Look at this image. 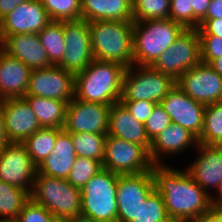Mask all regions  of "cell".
Masks as SVG:
<instances>
[{
	"label": "cell",
	"mask_w": 222,
	"mask_h": 222,
	"mask_svg": "<svg viewBox=\"0 0 222 222\" xmlns=\"http://www.w3.org/2000/svg\"><path fill=\"white\" fill-rule=\"evenodd\" d=\"M154 189L163 197L169 218L194 222L212 207L210 196L191 178L186 169L171 164L153 165Z\"/></svg>",
	"instance_id": "1"
},
{
	"label": "cell",
	"mask_w": 222,
	"mask_h": 222,
	"mask_svg": "<svg viewBox=\"0 0 222 222\" xmlns=\"http://www.w3.org/2000/svg\"><path fill=\"white\" fill-rule=\"evenodd\" d=\"M125 71L126 67L119 63L94 59L75 74L74 97L105 105L120 102Z\"/></svg>",
	"instance_id": "2"
},
{
	"label": "cell",
	"mask_w": 222,
	"mask_h": 222,
	"mask_svg": "<svg viewBox=\"0 0 222 222\" xmlns=\"http://www.w3.org/2000/svg\"><path fill=\"white\" fill-rule=\"evenodd\" d=\"M133 23L115 20L89 22L94 59L116 62L126 68L134 65Z\"/></svg>",
	"instance_id": "3"
},
{
	"label": "cell",
	"mask_w": 222,
	"mask_h": 222,
	"mask_svg": "<svg viewBox=\"0 0 222 222\" xmlns=\"http://www.w3.org/2000/svg\"><path fill=\"white\" fill-rule=\"evenodd\" d=\"M185 28L172 19L133 23L134 65L151 66Z\"/></svg>",
	"instance_id": "4"
},
{
	"label": "cell",
	"mask_w": 222,
	"mask_h": 222,
	"mask_svg": "<svg viewBox=\"0 0 222 222\" xmlns=\"http://www.w3.org/2000/svg\"><path fill=\"white\" fill-rule=\"evenodd\" d=\"M81 189L67 179L37 172L30 199L44 206L55 218L67 219L81 214Z\"/></svg>",
	"instance_id": "5"
},
{
	"label": "cell",
	"mask_w": 222,
	"mask_h": 222,
	"mask_svg": "<svg viewBox=\"0 0 222 222\" xmlns=\"http://www.w3.org/2000/svg\"><path fill=\"white\" fill-rule=\"evenodd\" d=\"M118 174L102 169L81 189V214L96 222H118Z\"/></svg>",
	"instance_id": "6"
},
{
	"label": "cell",
	"mask_w": 222,
	"mask_h": 222,
	"mask_svg": "<svg viewBox=\"0 0 222 222\" xmlns=\"http://www.w3.org/2000/svg\"><path fill=\"white\" fill-rule=\"evenodd\" d=\"M175 85L176 81L170 75L151 66L132 65L124 73L121 100L159 104Z\"/></svg>",
	"instance_id": "7"
},
{
	"label": "cell",
	"mask_w": 222,
	"mask_h": 222,
	"mask_svg": "<svg viewBox=\"0 0 222 222\" xmlns=\"http://www.w3.org/2000/svg\"><path fill=\"white\" fill-rule=\"evenodd\" d=\"M201 62L200 37L197 29H184L151 67L170 75L175 81Z\"/></svg>",
	"instance_id": "8"
},
{
	"label": "cell",
	"mask_w": 222,
	"mask_h": 222,
	"mask_svg": "<svg viewBox=\"0 0 222 222\" xmlns=\"http://www.w3.org/2000/svg\"><path fill=\"white\" fill-rule=\"evenodd\" d=\"M153 165L149 151L145 147L107 134L103 169L127 175L151 171Z\"/></svg>",
	"instance_id": "9"
},
{
	"label": "cell",
	"mask_w": 222,
	"mask_h": 222,
	"mask_svg": "<svg viewBox=\"0 0 222 222\" xmlns=\"http://www.w3.org/2000/svg\"><path fill=\"white\" fill-rule=\"evenodd\" d=\"M64 44V55L58 66L66 71L75 75L94 60L87 20L64 21Z\"/></svg>",
	"instance_id": "10"
},
{
	"label": "cell",
	"mask_w": 222,
	"mask_h": 222,
	"mask_svg": "<svg viewBox=\"0 0 222 222\" xmlns=\"http://www.w3.org/2000/svg\"><path fill=\"white\" fill-rule=\"evenodd\" d=\"M75 75L60 66L31 70L25 96L69 102L74 98Z\"/></svg>",
	"instance_id": "11"
},
{
	"label": "cell",
	"mask_w": 222,
	"mask_h": 222,
	"mask_svg": "<svg viewBox=\"0 0 222 222\" xmlns=\"http://www.w3.org/2000/svg\"><path fill=\"white\" fill-rule=\"evenodd\" d=\"M37 172L38 166L22 143H9L0 152V181L30 194Z\"/></svg>",
	"instance_id": "12"
},
{
	"label": "cell",
	"mask_w": 222,
	"mask_h": 222,
	"mask_svg": "<svg viewBox=\"0 0 222 222\" xmlns=\"http://www.w3.org/2000/svg\"><path fill=\"white\" fill-rule=\"evenodd\" d=\"M111 105L71 99L63 129L69 133L108 134Z\"/></svg>",
	"instance_id": "13"
},
{
	"label": "cell",
	"mask_w": 222,
	"mask_h": 222,
	"mask_svg": "<svg viewBox=\"0 0 222 222\" xmlns=\"http://www.w3.org/2000/svg\"><path fill=\"white\" fill-rule=\"evenodd\" d=\"M176 86L195 101L205 105L222 102V77L200 62L176 80Z\"/></svg>",
	"instance_id": "14"
},
{
	"label": "cell",
	"mask_w": 222,
	"mask_h": 222,
	"mask_svg": "<svg viewBox=\"0 0 222 222\" xmlns=\"http://www.w3.org/2000/svg\"><path fill=\"white\" fill-rule=\"evenodd\" d=\"M154 189L151 171L119 175L117 182L118 222H132L147 196Z\"/></svg>",
	"instance_id": "15"
},
{
	"label": "cell",
	"mask_w": 222,
	"mask_h": 222,
	"mask_svg": "<svg viewBox=\"0 0 222 222\" xmlns=\"http://www.w3.org/2000/svg\"><path fill=\"white\" fill-rule=\"evenodd\" d=\"M160 104L172 122L185 127L199 139L204 125L205 104L195 101L176 85Z\"/></svg>",
	"instance_id": "16"
},
{
	"label": "cell",
	"mask_w": 222,
	"mask_h": 222,
	"mask_svg": "<svg viewBox=\"0 0 222 222\" xmlns=\"http://www.w3.org/2000/svg\"><path fill=\"white\" fill-rule=\"evenodd\" d=\"M4 116L5 132L10 143H23L42 127L24 97L0 101Z\"/></svg>",
	"instance_id": "17"
},
{
	"label": "cell",
	"mask_w": 222,
	"mask_h": 222,
	"mask_svg": "<svg viewBox=\"0 0 222 222\" xmlns=\"http://www.w3.org/2000/svg\"><path fill=\"white\" fill-rule=\"evenodd\" d=\"M197 156L185 167L191 178L211 196L222 182V147L198 143ZM214 190V191H213Z\"/></svg>",
	"instance_id": "18"
},
{
	"label": "cell",
	"mask_w": 222,
	"mask_h": 222,
	"mask_svg": "<svg viewBox=\"0 0 222 222\" xmlns=\"http://www.w3.org/2000/svg\"><path fill=\"white\" fill-rule=\"evenodd\" d=\"M50 22L47 10L39 0L26 1L0 20V36L38 34Z\"/></svg>",
	"instance_id": "19"
},
{
	"label": "cell",
	"mask_w": 222,
	"mask_h": 222,
	"mask_svg": "<svg viewBox=\"0 0 222 222\" xmlns=\"http://www.w3.org/2000/svg\"><path fill=\"white\" fill-rule=\"evenodd\" d=\"M0 48L9 56L21 60L31 70L52 66L38 34L0 36Z\"/></svg>",
	"instance_id": "20"
},
{
	"label": "cell",
	"mask_w": 222,
	"mask_h": 222,
	"mask_svg": "<svg viewBox=\"0 0 222 222\" xmlns=\"http://www.w3.org/2000/svg\"><path fill=\"white\" fill-rule=\"evenodd\" d=\"M197 144L198 139L191 132L172 122L151 141L149 156L154 165H163L167 164L163 161L165 156L167 158L175 154L177 156V154H182V151L190 150L189 147L195 151Z\"/></svg>",
	"instance_id": "21"
},
{
	"label": "cell",
	"mask_w": 222,
	"mask_h": 222,
	"mask_svg": "<svg viewBox=\"0 0 222 222\" xmlns=\"http://www.w3.org/2000/svg\"><path fill=\"white\" fill-rule=\"evenodd\" d=\"M108 135L136 143L148 151L151 146L144 124L132 116L121 101L110 107Z\"/></svg>",
	"instance_id": "22"
},
{
	"label": "cell",
	"mask_w": 222,
	"mask_h": 222,
	"mask_svg": "<svg viewBox=\"0 0 222 222\" xmlns=\"http://www.w3.org/2000/svg\"><path fill=\"white\" fill-rule=\"evenodd\" d=\"M31 69L0 48V99L25 97Z\"/></svg>",
	"instance_id": "23"
},
{
	"label": "cell",
	"mask_w": 222,
	"mask_h": 222,
	"mask_svg": "<svg viewBox=\"0 0 222 222\" xmlns=\"http://www.w3.org/2000/svg\"><path fill=\"white\" fill-rule=\"evenodd\" d=\"M76 157L70 133L62 129L56 136L53 150L38 166V173L67 179Z\"/></svg>",
	"instance_id": "24"
},
{
	"label": "cell",
	"mask_w": 222,
	"mask_h": 222,
	"mask_svg": "<svg viewBox=\"0 0 222 222\" xmlns=\"http://www.w3.org/2000/svg\"><path fill=\"white\" fill-rule=\"evenodd\" d=\"M82 19L133 21L132 0H81Z\"/></svg>",
	"instance_id": "25"
},
{
	"label": "cell",
	"mask_w": 222,
	"mask_h": 222,
	"mask_svg": "<svg viewBox=\"0 0 222 222\" xmlns=\"http://www.w3.org/2000/svg\"><path fill=\"white\" fill-rule=\"evenodd\" d=\"M41 127L63 129L69 102L39 96H25Z\"/></svg>",
	"instance_id": "26"
},
{
	"label": "cell",
	"mask_w": 222,
	"mask_h": 222,
	"mask_svg": "<svg viewBox=\"0 0 222 222\" xmlns=\"http://www.w3.org/2000/svg\"><path fill=\"white\" fill-rule=\"evenodd\" d=\"M29 199L25 190L0 181V220L15 221Z\"/></svg>",
	"instance_id": "27"
},
{
	"label": "cell",
	"mask_w": 222,
	"mask_h": 222,
	"mask_svg": "<svg viewBox=\"0 0 222 222\" xmlns=\"http://www.w3.org/2000/svg\"><path fill=\"white\" fill-rule=\"evenodd\" d=\"M44 50L47 52L49 63L58 66L64 55V21H51L39 33Z\"/></svg>",
	"instance_id": "28"
},
{
	"label": "cell",
	"mask_w": 222,
	"mask_h": 222,
	"mask_svg": "<svg viewBox=\"0 0 222 222\" xmlns=\"http://www.w3.org/2000/svg\"><path fill=\"white\" fill-rule=\"evenodd\" d=\"M61 130L42 127L22 143L37 166L51 153L55 146L56 136Z\"/></svg>",
	"instance_id": "29"
},
{
	"label": "cell",
	"mask_w": 222,
	"mask_h": 222,
	"mask_svg": "<svg viewBox=\"0 0 222 222\" xmlns=\"http://www.w3.org/2000/svg\"><path fill=\"white\" fill-rule=\"evenodd\" d=\"M198 143L222 147V102L206 105Z\"/></svg>",
	"instance_id": "30"
},
{
	"label": "cell",
	"mask_w": 222,
	"mask_h": 222,
	"mask_svg": "<svg viewBox=\"0 0 222 222\" xmlns=\"http://www.w3.org/2000/svg\"><path fill=\"white\" fill-rule=\"evenodd\" d=\"M77 156L90 158L102 163L107 134L70 133Z\"/></svg>",
	"instance_id": "31"
},
{
	"label": "cell",
	"mask_w": 222,
	"mask_h": 222,
	"mask_svg": "<svg viewBox=\"0 0 222 222\" xmlns=\"http://www.w3.org/2000/svg\"><path fill=\"white\" fill-rule=\"evenodd\" d=\"M170 0H132L133 22L170 19Z\"/></svg>",
	"instance_id": "32"
},
{
	"label": "cell",
	"mask_w": 222,
	"mask_h": 222,
	"mask_svg": "<svg viewBox=\"0 0 222 222\" xmlns=\"http://www.w3.org/2000/svg\"><path fill=\"white\" fill-rule=\"evenodd\" d=\"M51 21H70L82 18L81 0H39Z\"/></svg>",
	"instance_id": "33"
},
{
	"label": "cell",
	"mask_w": 222,
	"mask_h": 222,
	"mask_svg": "<svg viewBox=\"0 0 222 222\" xmlns=\"http://www.w3.org/2000/svg\"><path fill=\"white\" fill-rule=\"evenodd\" d=\"M169 219L163 197L153 189L144 203H141L132 222H166Z\"/></svg>",
	"instance_id": "34"
},
{
	"label": "cell",
	"mask_w": 222,
	"mask_h": 222,
	"mask_svg": "<svg viewBox=\"0 0 222 222\" xmlns=\"http://www.w3.org/2000/svg\"><path fill=\"white\" fill-rule=\"evenodd\" d=\"M102 169L103 167L100 161L77 156L67 181L74 187L82 189L83 186Z\"/></svg>",
	"instance_id": "35"
},
{
	"label": "cell",
	"mask_w": 222,
	"mask_h": 222,
	"mask_svg": "<svg viewBox=\"0 0 222 222\" xmlns=\"http://www.w3.org/2000/svg\"><path fill=\"white\" fill-rule=\"evenodd\" d=\"M172 123L171 118L165 112L161 104H156L151 115L145 121L144 126L146 134L150 141L155 139L160 132Z\"/></svg>",
	"instance_id": "36"
},
{
	"label": "cell",
	"mask_w": 222,
	"mask_h": 222,
	"mask_svg": "<svg viewBox=\"0 0 222 222\" xmlns=\"http://www.w3.org/2000/svg\"><path fill=\"white\" fill-rule=\"evenodd\" d=\"M170 19L185 29H194V14L191 0H170Z\"/></svg>",
	"instance_id": "37"
},
{
	"label": "cell",
	"mask_w": 222,
	"mask_h": 222,
	"mask_svg": "<svg viewBox=\"0 0 222 222\" xmlns=\"http://www.w3.org/2000/svg\"><path fill=\"white\" fill-rule=\"evenodd\" d=\"M54 219L55 217L44 206L29 199L15 222H53Z\"/></svg>",
	"instance_id": "38"
},
{
	"label": "cell",
	"mask_w": 222,
	"mask_h": 222,
	"mask_svg": "<svg viewBox=\"0 0 222 222\" xmlns=\"http://www.w3.org/2000/svg\"><path fill=\"white\" fill-rule=\"evenodd\" d=\"M201 62L210 64L213 60L222 56V37L199 36Z\"/></svg>",
	"instance_id": "39"
},
{
	"label": "cell",
	"mask_w": 222,
	"mask_h": 222,
	"mask_svg": "<svg viewBox=\"0 0 222 222\" xmlns=\"http://www.w3.org/2000/svg\"><path fill=\"white\" fill-rule=\"evenodd\" d=\"M125 107L130 111L139 122L145 123L156 105L150 101L121 100Z\"/></svg>",
	"instance_id": "40"
},
{
	"label": "cell",
	"mask_w": 222,
	"mask_h": 222,
	"mask_svg": "<svg viewBox=\"0 0 222 222\" xmlns=\"http://www.w3.org/2000/svg\"><path fill=\"white\" fill-rule=\"evenodd\" d=\"M199 36L222 37V18L203 19L197 29Z\"/></svg>",
	"instance_id": "41"
},
{
	"label": "cell",
	"mask_w": 222,
	"mask_h": 222,
	"mask_svg": "<svg viewBox=\"0 0 222 222\" xmlns=\"http://www.w3.org/2000/svg\"><path fill=\"white\" fill-rule=\"evenodd\" d=\"M211 0H191L194 14V29L199 28L200 22L205 18Z\"/></svg>",
	"instance_id": "42"
},
{
	"label": "cell",
	"mask_w": 222,
	"mask_h": 222,
	"mask_svg": "<svg viewBox=\"0 0 222 222\" xmlns=\"http://www.w3.org/2000/svg\"><path fill=\"white\" fill-rule=\"evenodd\" d=\"M222 18V0H211L204 19Z\"/></svg>",
	"instance_id": "43"
},
{
	"label": "cell",
	"mask_w": 222,
	"mask_h": 222,
	"mask_svg": "<svg viewBox=\"0 0 222 222\" xmlns=\"http://www.w3.org/2000/svg\"><path fill=\"white\" fill-rule=\"evenodd\" d=\"M194 222H222V210L211 208L203 213Z\"/></svg>",
	"instance_id": "44"
},
{
	"label": "cell",
	"mask_w": 222,
	"mask_h": 222,
	"mask_svg": "<svg viewBox=\"0 0 222 222\" xmlns=\"http://www.w3.org/2000/svg\"><path fill=\"white\" fill-rule=\"evenodd\" d=\"M30 0H0V20L13 11L18 5Z\"/></svg>",
	"instance_id": "45"
},
{
	"label": "cell",
	"mask_w": 222,
	"mask_h": 222,
	"mask_svg": "<svg viewBox=\"0 0 222 222\" xmlns=\"http://www.w3.org/2000/svg\"><path fill=\"white\" fill-rule=\"evenodd\" d=\"M215 191L217 192L216 195L212 194L210 196L211 207L222 210V182Z\"/></svg>",
	"instance_id": "46"
},
{
	"label": "cell",
	"mask_w": 222,
	"mask_h": 222,
	"mask_svg": "<svg viewBox=\"0 0 222 222\" xmlns=\"http://www.w3.org/2000/svg\"><path fill=\"white\" fill-rule=\"evenodd\" d=\"M9 140L5 132L4 116L0 108V152L9 144Z\"/></svg>",
	"instance_id": "47"
},
{
	"label": "cell",
	"mask_w": 222,
	"mask_h": 222,
	"mask_svg": "<svg viewBox=\"0 0 222 222\" xmlns=\"http://www.w3.org/2000/svg\"><path fill=\"white\" fill-rule=\"evenodd\" d=\"M67 222H96V221L83 214H78L71 218H67Z\"/></svg>",
	"instance_id": "48"
},
{
	"label": "cell",
	"mask_w": 222,
	"mask_h": 222,
	"mask_svg": "<svg viewBox=\"0 0 222 222\" xmlns=\"http://www.w3.org/2000/svg\"><path fill=\"white\" fill-rule=\"evenodd\" d=\"M222 77V56L209 64Z\"/></svg>",
	"instance_id": "49"
},
{
	"label": "cell",
	"mask_w": 222,
	"mask_h": 222,
	"mask_svg": "<svg viewBox=\"0 0 222 222\" xmlns=\"http://www.w3.org/2000/svg\"><path fill=\"white\" fill-rule=\"evenodd\" d=\"M53 222H67V219L55 218Z\"/></svg>",
	"instance_id": "50"
},
{
	"label": "cell",
	"mask_w": 222,
	"mask_h": 222,
	"mask_svg": "<svg viewBox=\"0 0 222 222\" xmlns=\"http://www.w3.org/2000/svg\"><path fill=\"white\" fill-rule=\"evenodd\" d=\"M166 222H181V221H178V220H174V219H169V220H167Z\"/></svg>",
	"instance_id": "51"
},
{
	"label": "cell",
	"mask_w": 222,
	"mask_h": 222,
	"mask_svg": "<svg viewBox=\"0 0 222 222\" xmlns=\"http://www.w3.org/2000/svg\"><path fill=\"white\" fill-rule=\"evenodd\" d=\"M0 222H15V221H4V220H0Z\"/></svg>",
	"instance_id": "52"
}]
</instances>
